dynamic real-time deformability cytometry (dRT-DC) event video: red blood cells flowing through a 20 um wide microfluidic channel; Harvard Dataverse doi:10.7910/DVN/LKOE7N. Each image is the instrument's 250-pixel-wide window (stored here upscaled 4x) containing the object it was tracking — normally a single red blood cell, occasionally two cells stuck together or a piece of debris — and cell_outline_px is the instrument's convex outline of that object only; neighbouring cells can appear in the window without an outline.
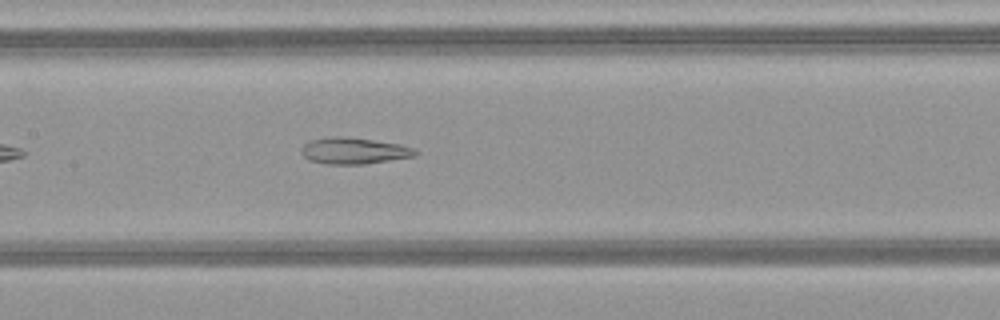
{"species": "common noctule bat (a hibernating species)", "species_latin": "Nyctalus noctula", "temperature_condition": "warm", "stored_images_in_passage": 36, "camera_frame_rate_fps": 3000, "um_per_image_px": 0.085, "animal": {"sex": "female", "body_mass_g": 21.9}, "frame": {"image": 1, "passage_image": 11, "time_ms": 3.333, "image_size_px": [1000, 320], "cell_outline_px": [[420, 152], [416, 156], [364, 164], [324, 164], [308, 160], [300, 152], [300, 148], [304, 144], [312, 140], [328, 136], [348, 136], [400, 144], [416, 148]], "centroid_in_image_um": [30.09, 12.81], "position_along_channel_um": 177.3, "area_um2": 17.86}, "authors_computed_cell_mechanics": {"area_um2": 18.9584, "velocity_mm_per_s": 4.1728, "shape_relaxation_time_tau1_ms": null, "shape_relaxation_time_tau2_ms": 2.9041, "deformation_change_tau1": null, "deformation_change_tau2": 0.1396}}